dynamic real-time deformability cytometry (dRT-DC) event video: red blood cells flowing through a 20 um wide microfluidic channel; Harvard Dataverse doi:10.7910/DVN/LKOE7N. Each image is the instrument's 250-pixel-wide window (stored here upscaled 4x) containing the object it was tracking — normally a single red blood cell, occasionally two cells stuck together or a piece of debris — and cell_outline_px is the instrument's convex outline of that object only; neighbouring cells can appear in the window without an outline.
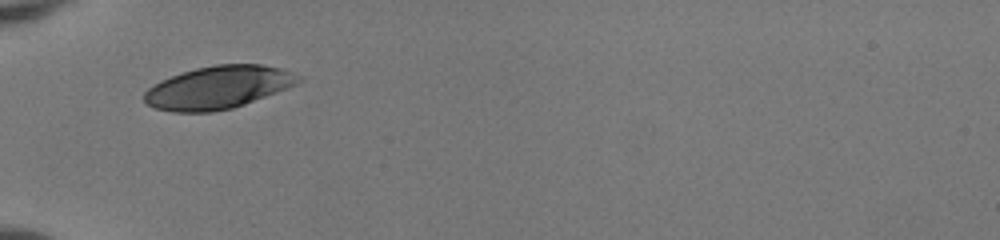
{"species": "human", "species_latin": "Homo sapiens", "temperature_condition": "room temperature", "stored_images_in_passage": 28, "camera_frame_rate_fps": 3000, "um_per_image_px": 0.085, "donor": {"sex": "female"}, "frame": {"image": 1, "passage_image": 1, "time_ms": 0.0, "image_size_px": [1000, 240], "cell_outline_px": [[300, 80], [296, 84], [288, 88], [244, 104], [232, 108], [212, 112], [172, 112], [156, 108], [148, 104], [144, 100], [144, 92], [148, 88], [160, 80], [196, 68], [216, 64], [260, 64], [280, 68], [300, 76]], "centroid_in_image_um": [18.53, 7.43], "position_along_channel_um": 66.5, "area_um2": 38.15}}
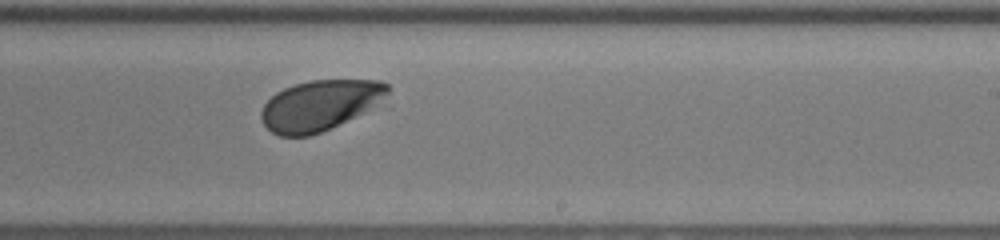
{"frame": {"image": 2, "passage_image": 16, "time_ms": 5.0, "image_size_px": [1000, 240], "cell_outline_px": [[388, 92], [372, 104], [360, 112], [320, 132], [308, 136], [280, 136], [272, 132], [264, 124], [260, 116], [260, 112], [264, 104], [276, 92], [284, 88], [296, 84], [312, 80], [380, 80], [388, 84]], "centroid_in_image_um": [27.08, 8.93], "position_along_channel_um": 261.9, "area_um2": 35.89}}
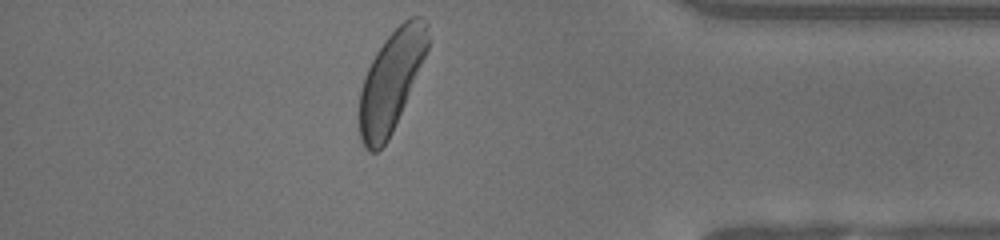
{"frame": {"image": 3, "passage_image": 28, "time_ms": 9.0, "image_size_px": [1000, 240], "cell_outline_px": [[428, 48], [392, 132], [388, 140], [376, 152], [368, 152], [364, 148], [360, 140], [360, 92], [364, 76], [376, 52], [384, 40], [404, 20], [412, 16], [420, 16], [428, 24]], "centroid_in_image_um": [33.23, 6.89], "position_along_channel_um": 402.0, "area_um2": 39.19}, "authors_computed_cell_mechanics": {"area_um2": 38.9283, "velocity_mm_per_s": 4.0313, "shape_relaxation_time_tau1_ms": 1.4273, "shape_relaxation_time_tau2_ms": null, "deformation_change_tau1": 0.1124, "deformation_change_tau2": null}}